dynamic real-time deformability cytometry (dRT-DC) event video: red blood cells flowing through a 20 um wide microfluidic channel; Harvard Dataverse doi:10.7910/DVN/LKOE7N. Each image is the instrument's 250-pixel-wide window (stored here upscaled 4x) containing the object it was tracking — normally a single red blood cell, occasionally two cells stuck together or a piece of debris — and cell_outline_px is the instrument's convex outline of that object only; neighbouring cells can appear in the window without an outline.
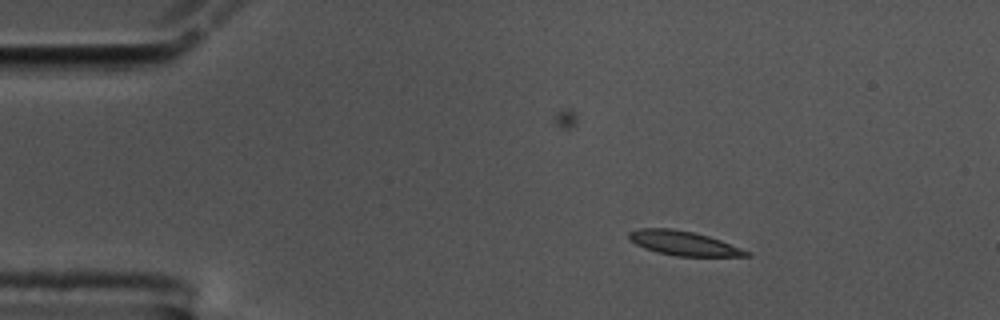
{"species": "common noctule bat (a hibernating species)", "species_latin": "Nyctalus noctula", "temperature_condition": "cold", "stored_images_in_passage": 54, "camera_frame_rate_fps": 3000, "um_per_image_px": 0.085, "animal": {"sex": "male", "body_mass_g": 17.5, "forearm_length_mm": 52.3}, "frame": {"image": 1, "passage_image": 6, "time_ms": 1.667, "image_size_px": [1000, 320], "cell_outline_px": [[752, 256], [676, 256], [656, 252], [644, 248], [628, 240], [628, 232], [640, 228], [672, 228], [696, 232], [720, 240], [752, 252]], "centroid_in_image_um": [58.09, 20.67], "position_along_channel_um": 26.9, "area_um2": 16.82}}
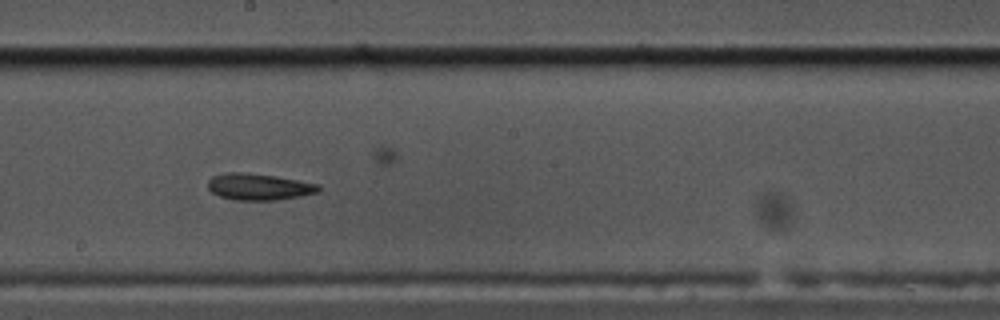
{"frame": {"image": 2, "passage_image": 28, "time_ms": 9.0, "image_size_px": [1000, 320], "cell_outline_px": [[320, 192], [300, 196], [276, 200], [232, 200], [220, 196], [212, 192], [208, 188], [208, 180], [212, 176], [224, 172], [244, 172], [276, 176], [320, 184]], "centroid_in_image_um": [22.0, 15.87], "position_along_channel_um": 226.2, "area_um2": 17.28}}
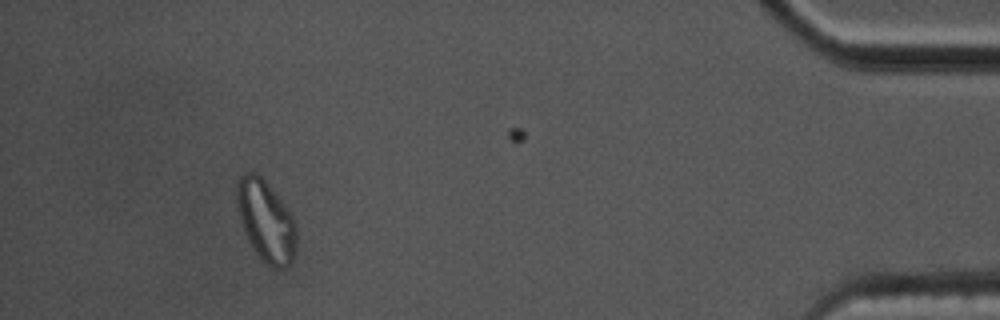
{"frame": {"image": 3, "passage_image": 49, "time_ms": 16.0, "image_size_px": [1000, 320], "cell_outline_px": [[296, 244], [292, 264], [288, 268], [272, 268], [252, 248], [244, 232], [240, 220], [236, 200], [236, 184], [240, 176], [244, 172], [256, 172], [264, 180], [280, 200], [292, 216], [296, 224]], "centroid_in_image_um": [22.59, 18.8], "position_along_channel_um": 412.6, "area_um2": 28.09}}